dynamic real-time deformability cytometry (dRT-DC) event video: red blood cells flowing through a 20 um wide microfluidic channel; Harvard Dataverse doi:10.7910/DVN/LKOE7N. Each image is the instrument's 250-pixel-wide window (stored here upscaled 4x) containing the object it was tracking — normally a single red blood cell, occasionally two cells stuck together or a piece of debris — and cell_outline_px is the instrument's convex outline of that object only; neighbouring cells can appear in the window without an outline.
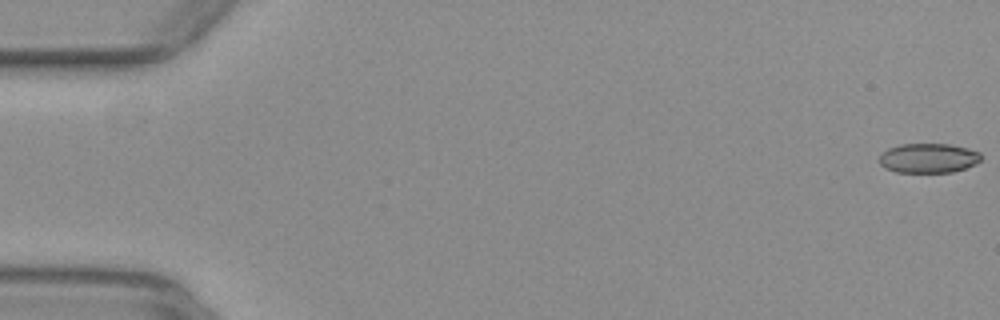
{"species": "common noctule bat (a hibernating species)", "species_latin": "Nyctalus noctula", "temperature_condition": "warm", "stored_images_in_passage": 21, "camera_frame_rate_fps": 3000, "um_per_image_px": 0.085, "animal": {"sex": "female", "body_mass_g": 29.2, "forearm_length_mm": 56.3}, "frame": {"image": 1, "passage_image": 1, "time_ms": 0.0, "image_size_px": [1000, 320], "cell_outline_px": [[980, 160], [976, 164], [952, 172], [896, 172], [884, 168], [880, 164], [880, 156], [888, 148], [900, 144], [948, 144], [968, 148], [980, 152]], "centroid_in_image_um": [78.91, 13.44], "position_along_channel_um": 6.1, "area_um2": 17.46}}
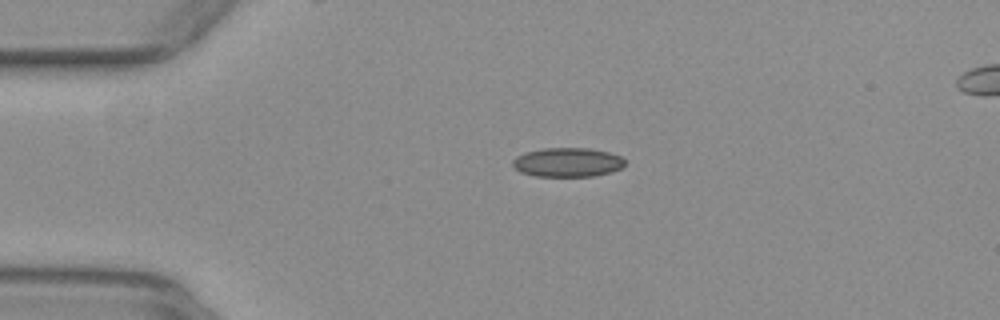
{"frame": {"image": 2, "passage_image": 13, "time_ms": 4.0, "image_size_px": [1000, 320], "cell_outline_px": [[624, 164], [620, 168], [612, 172], [592, 176], [536, 176], [520, 172], [512, 168], [512, 160], [516, 156], [528, 152], [544, 148], [588, 148], [608, 152], [620, 156], [624, 160]], "centroid_in_image_um": [48.2, 13.8], "position_along_channel_um": 36.8, "area_um2": 19.02}}
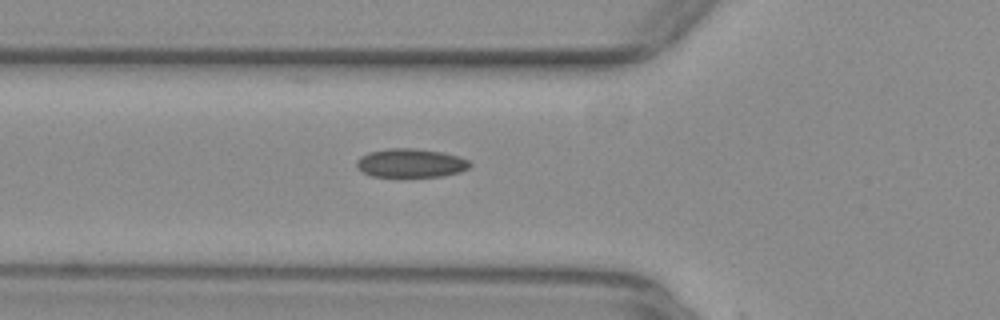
{"frame": {"image": 3, "passage_image": 20, "time_ms": 6.333, "image_size_px": [1000, 320], "cell_outline_px": [[472, 164], [468, 168], [460, 172], [444, 176], [372, 176], [364, 172], [356, 164], [356, 160], [360, 156], [368, 152], [388, 148], [416, 148], [444, 152], [468, 160]], "centroid_in_image_um": [34.92, 13.84], "position_along_channel_um": 90.9, "area_um2": 18.9}}